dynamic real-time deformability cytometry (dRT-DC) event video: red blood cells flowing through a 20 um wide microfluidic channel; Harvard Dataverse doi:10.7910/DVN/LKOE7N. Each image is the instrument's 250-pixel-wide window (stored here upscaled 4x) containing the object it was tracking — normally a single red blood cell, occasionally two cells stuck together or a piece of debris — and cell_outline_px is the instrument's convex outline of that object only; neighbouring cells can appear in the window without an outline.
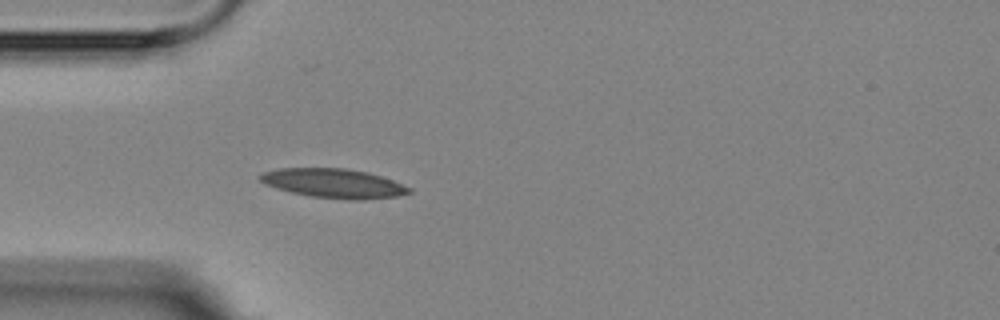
{"species": "Egyptian fruit bat (a non-hibernating species)", "species_latin": "Rousettus aegyptiacus", "temperature_condition": "room temperature", "stored_images_in_passage": 1, "camera_frame_rate_fps": 3000, "um_per_image_px": 0.085, "animal": {"sex": "female"}, "frame": {"image": 1, "passage_image": 1, "time_ms": 0.0, "image_size_px": [1000, 320], "cell_outline_px": [[412, 192], [396, 196], [360, 200], [348, 200], [312, 196], [292, 192], [276, 188], [264, 184], [256, 176], [264, 172], [276, 168], [344, 168], [368, 172], [392, 180], [412, 188]], "centroid_in_image_um": [28.33, 15.58], "position_along_channel_um": 56.7, "area_um2": 25.37}}